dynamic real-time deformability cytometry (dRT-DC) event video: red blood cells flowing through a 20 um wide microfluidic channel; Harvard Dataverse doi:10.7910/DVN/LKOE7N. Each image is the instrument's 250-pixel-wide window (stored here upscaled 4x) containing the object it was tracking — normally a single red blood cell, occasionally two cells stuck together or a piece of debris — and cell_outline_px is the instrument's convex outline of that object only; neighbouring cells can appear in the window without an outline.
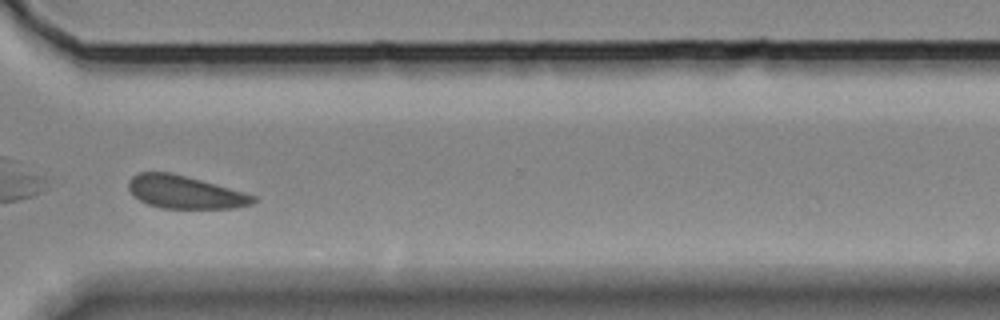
{"species": "Egyptian fruit bat (a non-hibernating species)", "species_latin": "Rousettus aegyptiacus", "temperature_condition": "room temperature", "stored_images_in_passage": 30, "camera_frame_rate_fps": 3000, "um_per_image_px": 0.085, "animal": {"sex": "female"}, "frame": {"image": 1, "passage_image": 22, "time_ms": 7.0, "image_size_px": [1000, 320], "cell_outline_px": [[256, 200], [252, 204], [236, 208], [160, 208], [148, 204], [132, 196], [128, 188], [128, 180], [132, 176], [140, 172], [172, 172], [244, 192], [256, 196]], "centroid_in_image_um": [15.69, 16.33], "position_along_channel_um": 354.9, "area_um2": 23.93}}
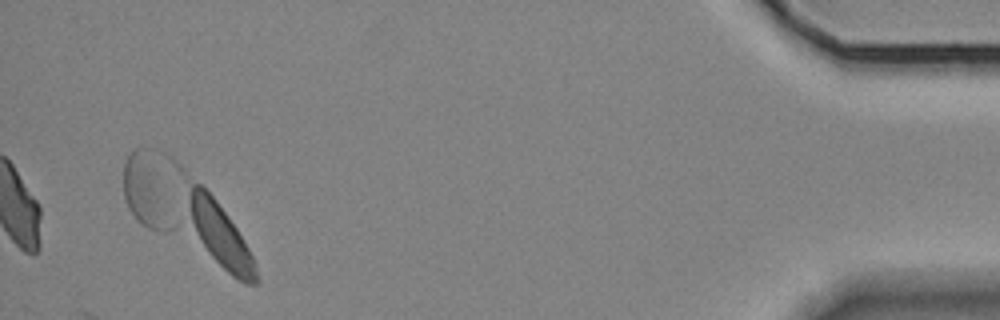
{"frame": {"image": 2, "passage_image": 30, "time_ms": 9.667, "image_size_px": [1000, 320], "cell_outline_px": [[260, 280], [256, 284], [244, 284], [232, 276], [208, 252], [188, 224], [188, 196], [192, 180], [200, 184], [216, 200], [236, 228], [244, 240], [256, 264]], "centroid_in_image_um": [18.71, 20.02], "position_along_channel_um": 416.5, "area_um2": 24.91}}